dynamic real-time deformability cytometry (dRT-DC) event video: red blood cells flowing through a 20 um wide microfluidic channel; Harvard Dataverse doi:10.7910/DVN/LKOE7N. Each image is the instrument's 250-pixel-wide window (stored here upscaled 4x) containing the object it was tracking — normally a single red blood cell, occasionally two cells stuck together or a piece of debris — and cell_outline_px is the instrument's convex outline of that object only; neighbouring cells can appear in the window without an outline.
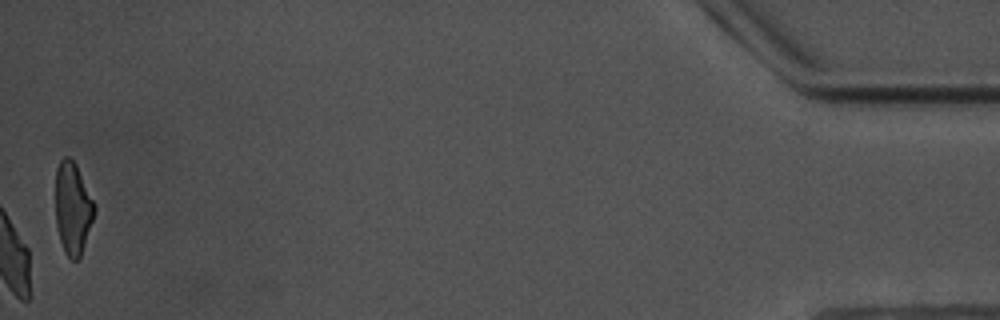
{"species": "common noctule bat (a hibernating species)", "species_latin": "Nyctalus noctula", "temperature_condition": "warm", "stored_images_in_passage": 53, "camera_frame_rate_fps": 3000, "um_per_image_px": 0.085, "animal": {"sex": "male", "body_mass_g": 17.5, "forearm_length_mm": 52.3}, "frame": {"image": 1, "passage_image": 53, "time_ms": 17.333, "image_size_px": [1000, 320], "cell_outline_px": [[96, 208], [80, 256], [76, 260], [72, 260], [64, 252], [60, 240], [56, 224], [56, 168], [60, 160], [64, 156], [68, 156], [76, 164]], "centroid_in_image_um": [6.16, 17.68], "position_along_channel_um": 429.0, "area_um2": 20.46}, "authors_computed_cell_mechanics": {"area_um2": 21.386, "velocity_mm_per_s": 3.5317, "shape_relaxation_time_tau1_ms": 3.9346, "shape_relaxation_time_tau2_ms": 2.0241, "deformation_change_tau1": 0.1284, "deformation_change_tau2": 0.0696}}